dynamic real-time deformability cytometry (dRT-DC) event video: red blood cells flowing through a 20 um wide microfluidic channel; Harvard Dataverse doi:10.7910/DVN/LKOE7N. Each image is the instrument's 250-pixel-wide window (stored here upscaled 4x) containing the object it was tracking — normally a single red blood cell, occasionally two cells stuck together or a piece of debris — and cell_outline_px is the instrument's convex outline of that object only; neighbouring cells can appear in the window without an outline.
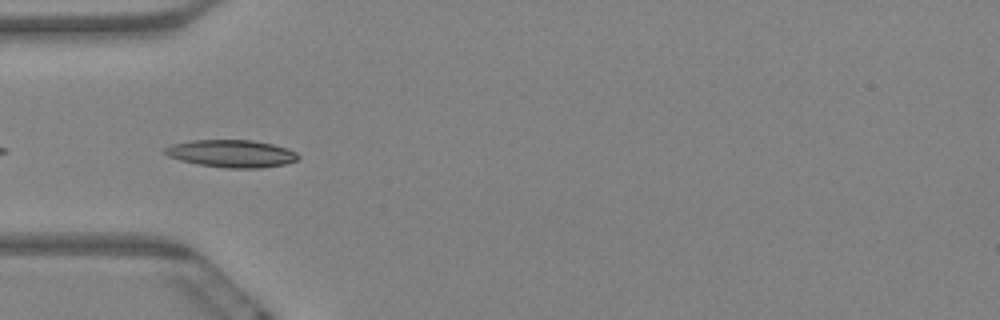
{"species": "Egyptian fruit bat (a non-hibernating species)", "species_latin": "Rousettus aegyptiacus", "temperature_condition": "warm", "stored_images_in_passage": 6, "camera_frame_rate_fps": 3000, "um_per_image_px": 0.085, "animal": {"sex": "female"}, "frame": {"image": 1, "passage_image": 4, "time_ms": 1.0, "image_size_px": [1000, 320], "cell_outline_px": [[300, 156], [296, 160], [284, 164], [260, 168], [224, 168], [200, 164], [180, 160], [168, 156], [160, 152], [160, 148], [172, 144], [192, 140], [252, 140], [272, 144], [296, 152]], "centroid_in_image_um": [19.6, 13.05], "position_along_channel_um": 65.4, "area_um2": 21.39}}
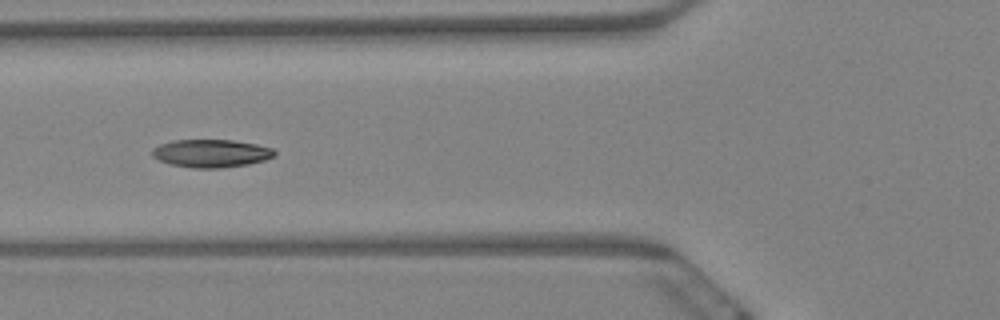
{"frame": {"image": 2, "passage_image": 5, "time_ms": 1.333, "image_size_px": [1000, 320], "cell_outline_px": [[276, 156], [264, 160], [248, 164], [220, 168], [192, 168], [172, 164], [160, 160], [152, 156], [152, 148], [160, 144], [172, 140], [232, 140], [256, 144], [272, 148], [276, 152]], "centroid_in_image_um": [17.96, 13.03], "position_along_channel_um": 107.8, "area_um2": 19.88}}
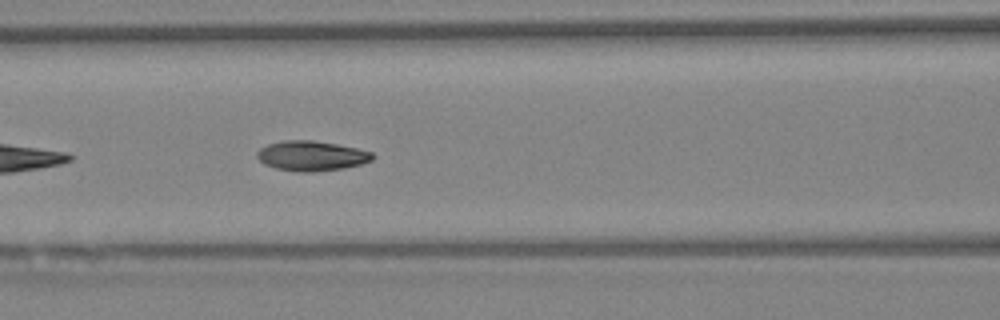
{"frame": {"image": 3, "passage_image": 6, "time_ms": 1.667, "image_size_px": [1000, 320], "cell_outline_px": [[376, 156], [372, 160], [360, 164], [344, 168], [312, 172], [296, 172], [276, 168], [264, 164], [256, 156], [256, 152], [260, 148], [268, 144], [284, 140], [312, 140], [336, 144], [356, 148], [372, 152]], "centroid_in_image_um": [26.47, 13.25], "position_along_channel_um": 140.1, "area_um2": 20.17}}